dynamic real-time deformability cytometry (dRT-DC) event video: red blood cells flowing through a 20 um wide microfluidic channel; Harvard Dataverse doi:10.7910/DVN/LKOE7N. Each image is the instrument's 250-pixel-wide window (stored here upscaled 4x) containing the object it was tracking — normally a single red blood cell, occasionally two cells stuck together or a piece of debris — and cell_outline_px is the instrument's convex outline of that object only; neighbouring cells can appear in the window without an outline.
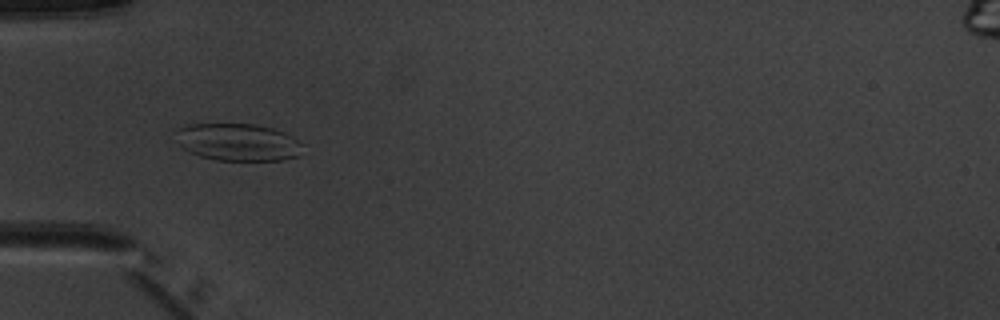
{"species": "common noctule bat (a hibernating species)", "species_latin": "Nyctalus noctula", "temperature_condition": "warm", "stored_images_in_passage": 7, "camera_frame_rate_fps": 3000, "um_per_image_px": 0.085, "animal": {"sex": "male", "body_mass_g": 20.1, "forearm_length_mm": 53.5}, "frame": {"image": 1, "passage_image": 5, "time_ms": 5.333, "image_size_px": [1000, 320], "cell_outline_px": [[304, 144], [300, 156], [280, 160], [216, 160], [200, 156], [188, 152], [180, 144], [176, 128], [188, 124], [256, 124], [272, 128], [284, 132], [292, 136]], "centroid_in_image_um": [20.27, 12.08], "position_along_channel_um": 64.7, "area_um2": 27.69}}
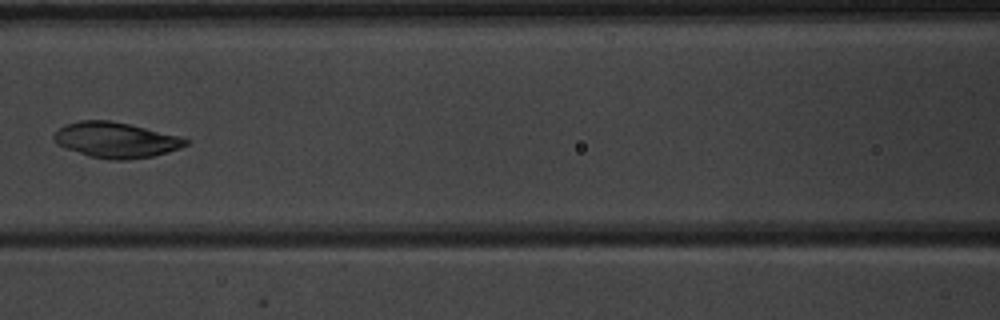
{"frame": {"image": 2, "passage_image": 7, "time_ms": 7.667, "image_size_px": [1000, 320], "cell_outline_px": [[192, 140], [188, 144], [180, 148], [168, 152], [152, 156], [128, 160], [112, 160], [88, 156], [64, 148], [56, 144], [52, 136], [64, 124], [80, 120], [108, 120], [128, 124], [180, 136]], "centroid_in_image_um": [9.84, 11.91], "position_along_channel_um": 156.8, "area_um2": 27.4}}